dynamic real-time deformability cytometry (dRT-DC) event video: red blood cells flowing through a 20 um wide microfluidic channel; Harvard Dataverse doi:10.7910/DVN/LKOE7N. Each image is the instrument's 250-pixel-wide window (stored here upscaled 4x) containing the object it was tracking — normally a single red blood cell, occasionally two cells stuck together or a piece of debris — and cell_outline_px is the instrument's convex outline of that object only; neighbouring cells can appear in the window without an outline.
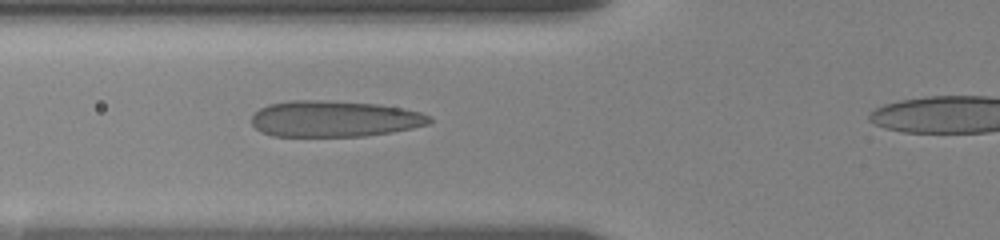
{"species": "human", "species_latin": "Homo sapiens", "temperature_condition": "room temperature", "stored_images_in_passage": 12, "segment_of_instrument_passage": [1, 2], "camera_frame_rate_fps": 3000, "um_per_image_px": 0.085, "donor": {"sex": "female"}, "frame": {"image": 1, "passage_image": 11, "time_ms": 3.333, "image_size_px": [1000, 240], "cell_outline_px": [[432, 120], [428, 124], [412, 128], [392, 132], [364, 136], [272, 136], [260, 132], [252, 124], [252, 116], [260, 108], [268, 104], [292, 100], [324, 100], [376, 104], [404, 108], [420, 112], [432, 116]], "centroid_in_image_um": [28.42, 10.1], "position_along_channel_um": 97.4, "area_um2": 37.63}}